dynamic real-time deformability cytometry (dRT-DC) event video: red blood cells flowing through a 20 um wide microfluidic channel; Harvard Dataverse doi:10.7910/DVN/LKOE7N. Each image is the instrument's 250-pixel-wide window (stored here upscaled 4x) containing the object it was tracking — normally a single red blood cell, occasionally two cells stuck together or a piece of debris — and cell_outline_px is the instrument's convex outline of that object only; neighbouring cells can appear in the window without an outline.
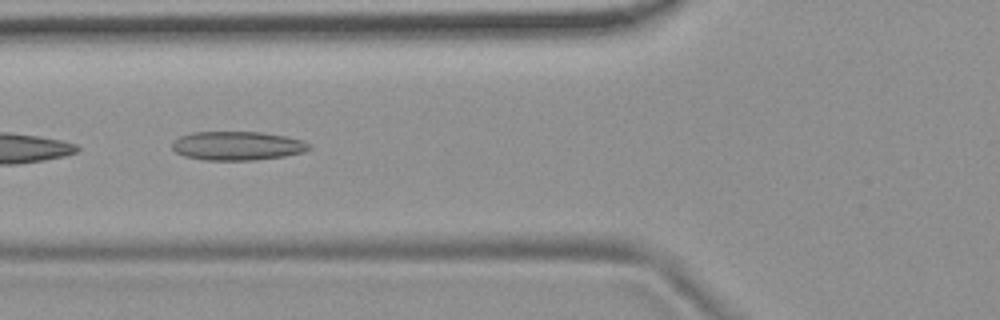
{"species": "common noctule bat (a hibernating species)", "species_latin": "Nyctalus noctula", "temperature_condition": "room temperature", "stored_images_in_passage": 7, "camera_frame_rate_fps": 3000, "um_per_image_px": 0.085, "animal": {"sex": "female", "body_mass_g": 19.9}, "frame": {"image": 1, "passage_image": 6, "time_ms": 1.667, "image_size_px": [1000, 320], "cell_outline_px": [[312, 148], [304, 152], [284, 156], [252, 160], [204, 160], [184, 156], [176, 152], [172, 148], [172, 140], [180, 136], [192, 132], [260, 132], [284, 136], [300, 140], [308, 144]], "centroid_in_image_um": [20.12, 12.39], "position_along_channel_um": 105.7, "area_um2": 22.95}}
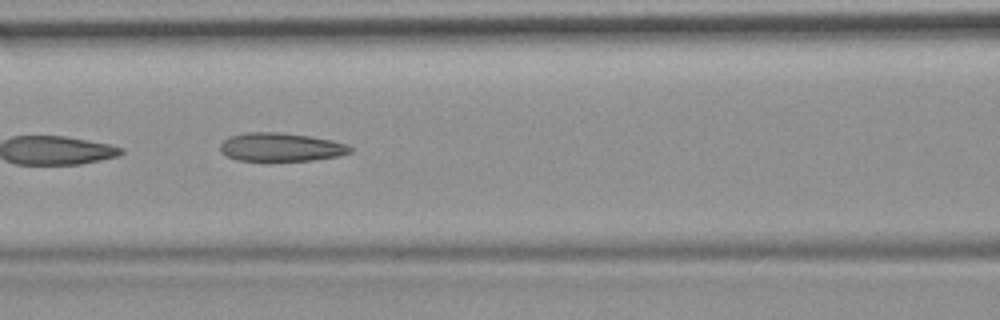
{"frame": {"image": 2, "passage_image": 7, "time_ms": 2.0, "image_size_px": [1000, 320], "cell_outline_px": [[352, 152], [340, 156], [316, 160], [236, 160], [220, 152], [220, 144], [228, 136], [244, 132], [280, 132], [308, 136], [332, 140], [348, 144], [352, 148]], "centroid_in_image_um": [23.88, 12.5], "position_along_channel_um": 142.7, "area_um2": 21.68}}